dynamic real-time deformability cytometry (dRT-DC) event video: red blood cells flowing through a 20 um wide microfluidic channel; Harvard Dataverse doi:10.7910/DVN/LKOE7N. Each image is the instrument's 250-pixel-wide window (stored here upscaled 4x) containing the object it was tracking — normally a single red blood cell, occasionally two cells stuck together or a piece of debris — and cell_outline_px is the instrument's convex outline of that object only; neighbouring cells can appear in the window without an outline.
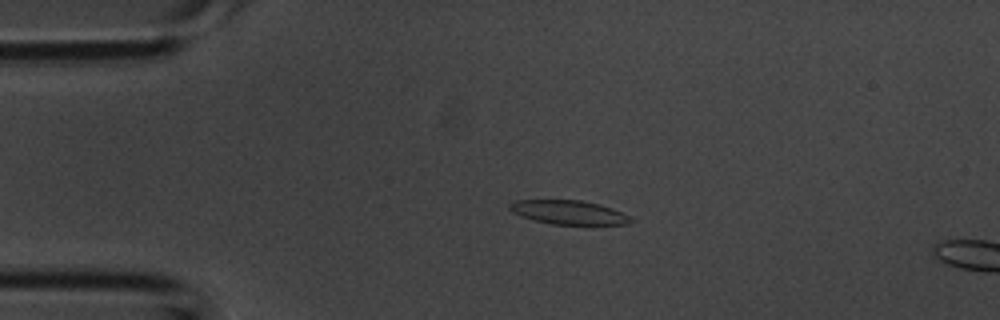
{"species": "common noctule bat (a hibernating species)", "species_latin": "Nyctalus noctula", "temperature_condition": "room temperature", "stored_images_in_passage": 11, "camera_frame_rate_fps": 3000, "um_per_image_px": 0.085, "animal": {"sex": "male", "body_mass_g": 20.1, "forearm_length_mm": 53.5}, "frame": {"image": 1, "passage_image": 8, "time_ms": 2.333, "image_size_px": [1000, 320], "cell_outline_px": [[636, 220], [628, 224], [552, 224], [520, 216], [512, 212], [508, 208], [508, 204], [516, 200], [580, 200], [600, 204], [612, 208]], "centroid_in_image_um": [48.32, 18.04], "position_along_channel_um": 36.7, "area_um2": 16.82}}